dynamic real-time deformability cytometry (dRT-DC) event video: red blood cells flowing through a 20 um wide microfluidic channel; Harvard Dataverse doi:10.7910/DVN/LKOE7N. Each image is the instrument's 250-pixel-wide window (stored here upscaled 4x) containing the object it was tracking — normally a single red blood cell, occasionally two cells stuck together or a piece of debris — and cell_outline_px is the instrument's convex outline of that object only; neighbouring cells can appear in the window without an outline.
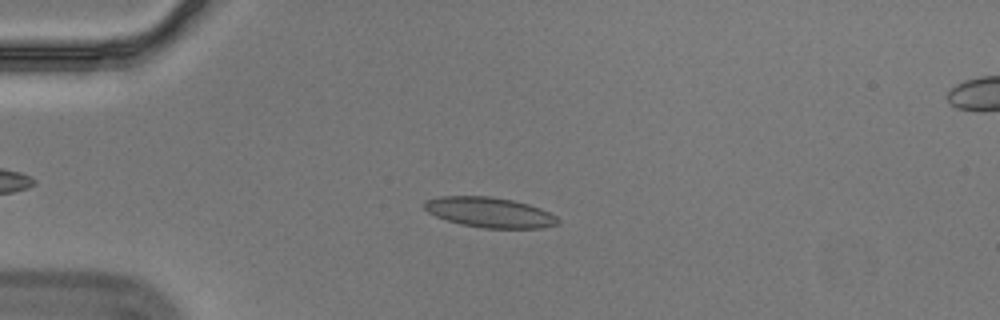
{"species": "Egyptian fruit bat (a non-hibernating species)", "species_latin": "Rousettus aegyptiacus", "temperature_condition": "cold", "stored_images_in_passage": 56, "camera_frame_rate_fps": 3000, "um_per_image_px": 0.085, "animal": {"sex": "male"}, "frame": {"image": 1, "passage_image": 14, "time_ms": 4.333, "image_size_px": [1000, 320], "cell_outline_px": [[560, 220], [556, 224], [540, 228], [484, 228], [460, 224], [436, 216], [428, 212], [424, 208], [424, 200], [440, 196], [488, 196], [512, 200], [528, 204], [540, 208], [556, 216]], "centroid_in_image_um": [41.59, 18.04], "position_along_channel_um": 43.4, "area_um2": 23.35}}
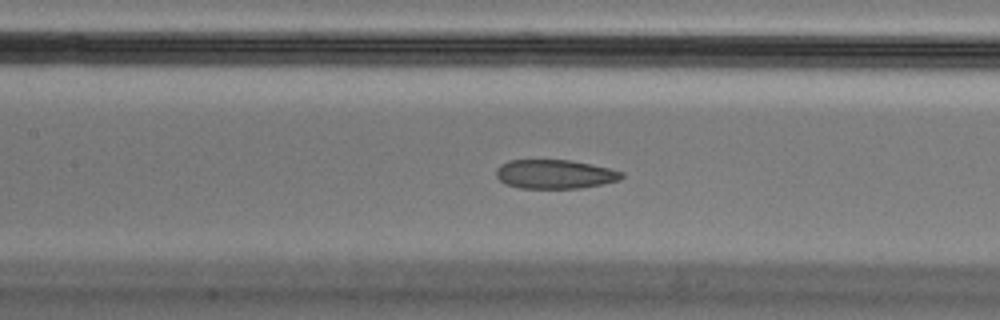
{"frame": {"image": 2, "passage_image": 26, "time_ms": 8.333, "image_size_px": [1000, 320], "cell_outline_px": [[624, 176], [620, 180], [580, 188], [520, 188], [504, 184], [496, 176], [496, 168], [500, 164], [508, 160], [568, 160], [592, 164], [624, 172]], "centroid_in_image_um": [47.13, 14.8], "position_along_channel_um": 160.3, "area_um2": 21.27}}
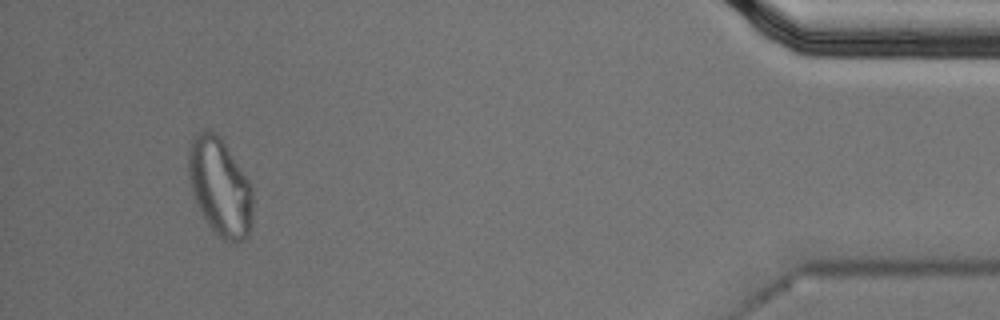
{"frame": {"image": 3, "passage_image": 53, "time_ms": 17.333, "image_size_px": [1000, 320], "cell_outline_px": [[252, 216], [248, 236], [244, 240], [224, 240], [208, 224], [192, 192], [188, 176], [188, 148], [196, 132], [204, 128], [208, 128], [220, 136], [248, 180], [252, 188]], "centroid_in_image_um": [18.68, 15.83], "position_along_channel_um": 416.5, "area_um2": 36.24}, "authors_computed_cell_mechanics": {"area_um2": 23.3512, "velocity_mm_per_s": 3.5545, "shape_relaxation_time_tau1_ms": null, "shape_relaxation_time_tau2_ms": 2.0043, "deformation_change_tau1": null, "deformation_change_tau2": 0.089}}